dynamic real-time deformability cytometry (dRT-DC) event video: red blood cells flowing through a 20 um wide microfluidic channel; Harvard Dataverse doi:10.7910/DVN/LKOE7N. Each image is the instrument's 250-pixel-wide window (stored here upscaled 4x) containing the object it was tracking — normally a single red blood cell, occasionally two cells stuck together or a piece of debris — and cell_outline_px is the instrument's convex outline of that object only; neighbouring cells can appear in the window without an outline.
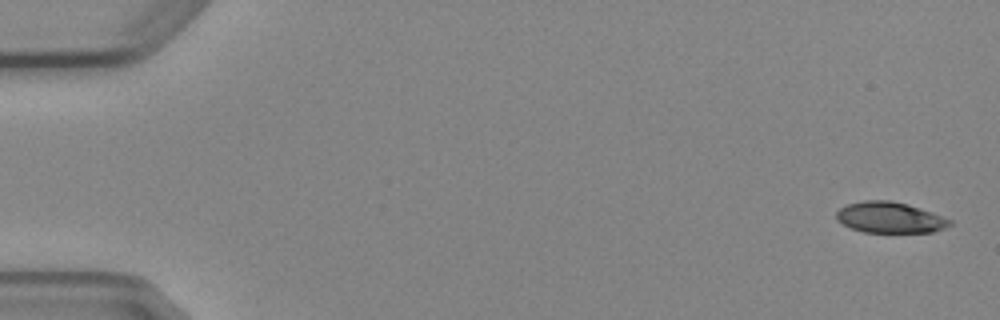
{"species": "Egyptian fruit bat (a non-hibernating species)", "species_latin": "Rousettus aegyptiacus", "temperature_condition": "cold", "stored_images_in_passage": 5, "camera_frame_rate_fps": 3000, "um_per_image_px": 0.085, "animal": {"sex": "female"}, "frame": {"image": 1, "passage_image": 1, "time_ms": 0.0, "image_size_px": [1000, 320], "cell_outline_px": [[952, 224], [944, 228], [932, 232], [864, 232], [852, 228], [836, 220], [836, 212], [840, 208], [848, 204], [864, 200], [888, 200], [908, 204], [932, 212], [952, 220]], "centroid_in_image_um": [75.64, 18.48], "position_along_channel_um": 9.4, "area_um2": 20.35}}
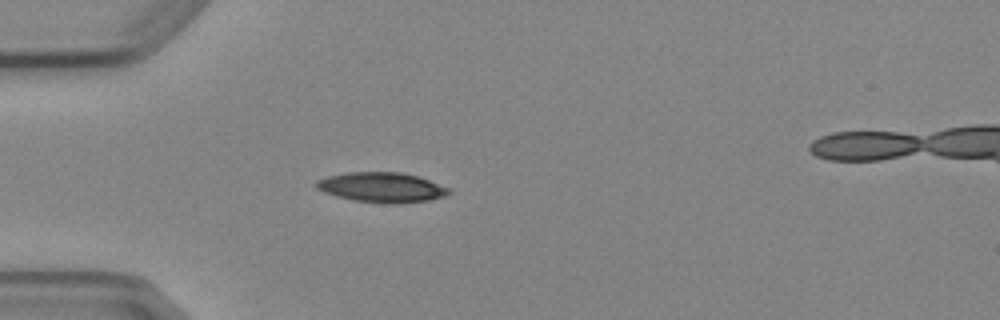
{"frame": {"image": 2, "passage_image": 5, "time_ms": 4.667, "image_size_px": [1000, 320], "cell_outline_px": [[452, 192], [444, 196], [428, 200], [396, 204], [392, 204], [352, 200], [336, 196], [324, 192], [316, 188], [316, 180], [328, 176], [348, 172], [400, 172], [416, 176], [452, 188]], "centroid_in_image_um": [32.46, 15.93], "position_along_channel_um": 52.5, "area_um2": 23.12}}